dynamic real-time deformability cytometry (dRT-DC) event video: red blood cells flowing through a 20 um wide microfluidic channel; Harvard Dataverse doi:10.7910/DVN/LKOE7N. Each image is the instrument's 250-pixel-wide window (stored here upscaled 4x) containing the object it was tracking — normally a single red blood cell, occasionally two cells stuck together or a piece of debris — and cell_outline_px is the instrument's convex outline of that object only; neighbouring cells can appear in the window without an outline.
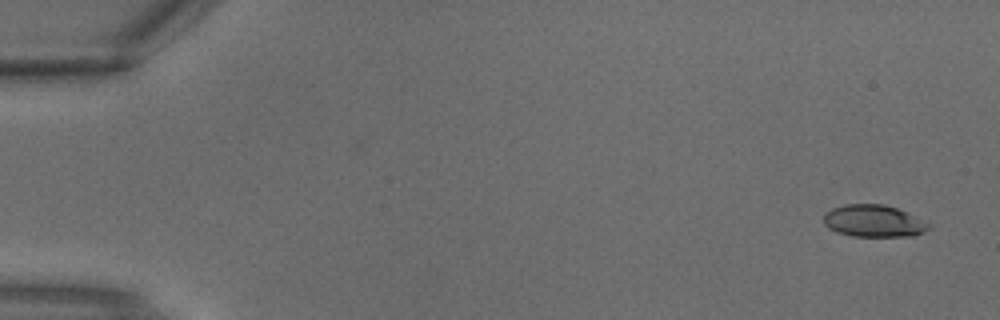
{"species": "common noctule bat (a hibernating species)", "species_latin": "Nyctalus noctula", "temperature_condition": "warm", "stored_images_in_passage": 3, "camera_frame_rate_fps": 3000, "um_per_image_px": 0.085, "animal": {"sex": "male", "body_mass_g": 18.8}, "frame": {"image": 1, "passage_image": 1, "time_ms": 0.0, "image_size_px": [1000, 320], "cell_outline_px": [[932, 224], [924, 232], [912, 236], [852, 236], [836, 232], [828, 228], [824, 224], [824, 212], [832, 208], [844, 204], [884, 204], [896, 208]], "centroid_in_image_um": [74.23, 18.78], "position_along_channel_um": 10.8, "area_um2": 19.65}}
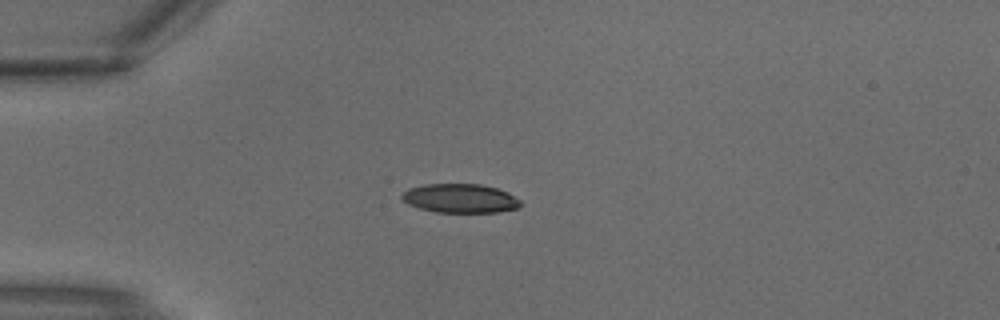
{"frame": {"image": 2, "passage_image": 3, "time_ms": 0.667, "image_size_px": [1000, 320], "cell_outline_px": [[524, 204], [520, 208], [496, 212], [436, 212], [420, 208], [408, 204], [400, 196], [408, 188], [424, 184], [480, 184], [496, 188], [508, 192], [520, 200]], "centroid_in_image_um": [39.15, 16.86], "position_along_channel_um": 45.9, "area_um2": 20.11}}